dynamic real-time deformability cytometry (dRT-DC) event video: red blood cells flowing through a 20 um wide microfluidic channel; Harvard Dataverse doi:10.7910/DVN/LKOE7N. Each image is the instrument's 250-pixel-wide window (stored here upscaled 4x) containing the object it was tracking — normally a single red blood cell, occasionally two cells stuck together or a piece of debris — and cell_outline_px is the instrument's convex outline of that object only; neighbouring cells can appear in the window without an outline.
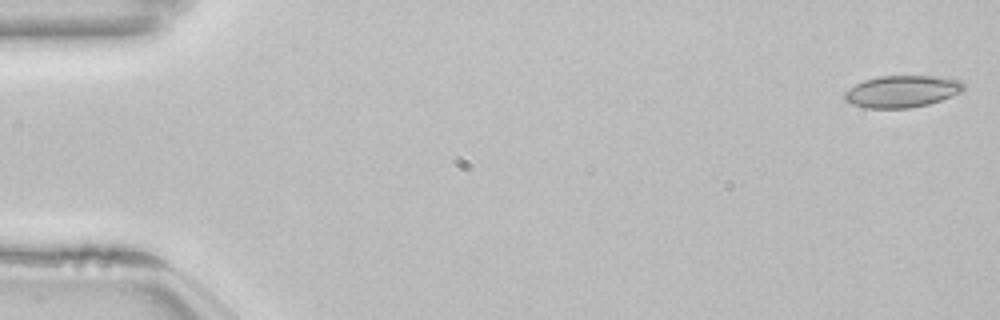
{"species": "common noctule bat (a hibernating species)", "species_latin": "Nyctalus noctula", "temperature_condition": "room temperature", "stored_images_in_passage": 53, "camera_frame_rate_fps": 3000, "um_per_image_px": 0.085, "animal": {"sex": "female", "body_mass_g": 22.7, "forearm_length_mm": 54.2}, "frame": {"image": 1, "passage_image": 1, "time_ms": 0.0, "image_size_px": [1000, 320], "cell_outline_px": [[964, 88], [960, 92], [952, 96], [928, 104], [908, 108], [864, 108], [852, 104], [844, 100], [844, 92], [848, 88], [864, 80], [880, 76], [936, 76], [960, 80], [964, 84]], "centroid_in_image_um": [76.64, 7.77], "position_along_channel_um": 8.4, "area_um2": 22.14}}
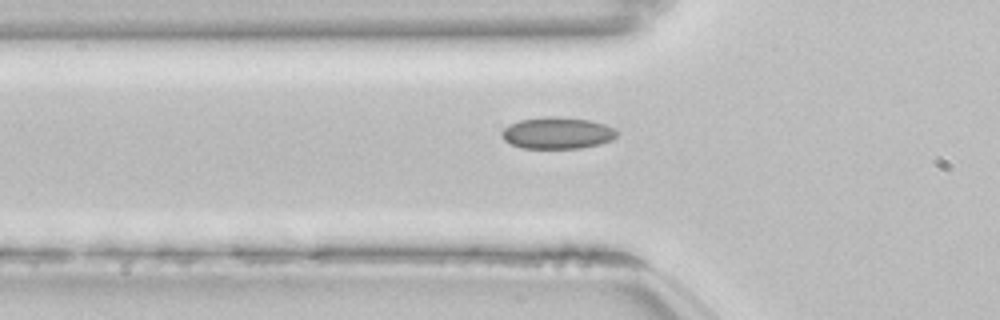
{"frame": {"image": 2, "passage_image": 18, "time_ms": 5.667, "image_size_px": [1000, 320], "cell_outline_px": [[616, 136], [612, 140], [600, 144], [580, 148], [520, 148], [504, 140], [500, 136], [500, 132], [504, 128], [520, 120], [548, 116], [556, 116], [588, 120], [604, 124], [616, 128]], "centroid_in_image_um": [47.36, 11.31], "position_along_channel_um": 78.4, "area_um2": 21.21}}
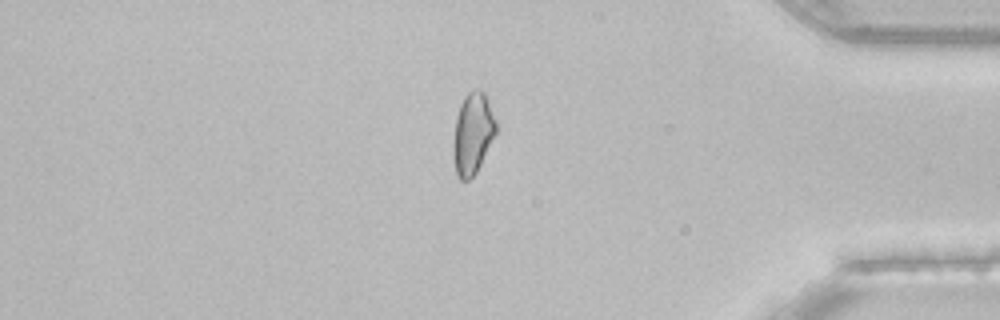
{"frame": {"image": 3, "passage_image": 45, "time_ms": 14.667, "image_size_px": [1000, 320], "cell_outline_px": [[496, 132], [476, 172], [468, 180], [460, 180], [456, 176], [452, 156], [452, 144], [456, 116], [460, 104], [464, 96], [468, 92], [476, 88], [480, 88], [484, 92], [488, 100], [496, 120]], "centroid_in_image_um": [40.14, 11.33], "position_along_channel_um": 395.1, "area_um2": 20.46}, "authors_computed_cell_mechanics": {"area_um2": 20.8658, "velocity_mm_per_s": 3.8528, "shape_relaxation_time_tau1_ms": null, "shape_relaxation_time_tau2_ms": 1.6832, "deformation_change_tau1": null, "deformation_change_tau2": 0.0696}}